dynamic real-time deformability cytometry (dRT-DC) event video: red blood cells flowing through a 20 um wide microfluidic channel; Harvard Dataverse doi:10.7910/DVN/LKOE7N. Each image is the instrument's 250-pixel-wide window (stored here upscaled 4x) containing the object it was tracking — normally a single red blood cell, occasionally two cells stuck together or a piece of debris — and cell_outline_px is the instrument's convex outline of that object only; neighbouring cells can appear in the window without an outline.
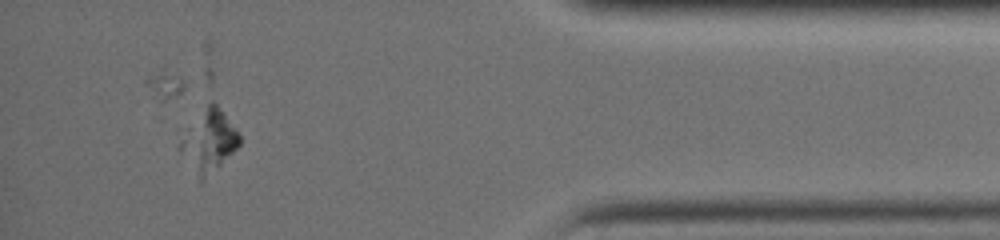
{"species": "common noctule bat (a hibernating species)", "species_latin": "Nyctalus noctula", "temperature_condition": "warm", "stored_images_in_passage": 46, "camera_frame_rate_fps": 3000, "um_per_image_px": 0.085, "animal": {"sex": "female", "body_mass_g": 19.0, "forearm_length_mm": 51.5}, "frame": {"image": 1, "passage_image": 42, "time_ms": 13.667, "image_size_px": [1000, 240], "cell_outline_px": [[240, 144], [200, 184], [200, 152], [204, 124], [208, 104], [212, 100], [224, 112], [236, 128], [240, 136]], "centroid_in_image_um": [18.41, 11.9], "position_along_channel_um": 416.8, "area_um2": 13.76}}